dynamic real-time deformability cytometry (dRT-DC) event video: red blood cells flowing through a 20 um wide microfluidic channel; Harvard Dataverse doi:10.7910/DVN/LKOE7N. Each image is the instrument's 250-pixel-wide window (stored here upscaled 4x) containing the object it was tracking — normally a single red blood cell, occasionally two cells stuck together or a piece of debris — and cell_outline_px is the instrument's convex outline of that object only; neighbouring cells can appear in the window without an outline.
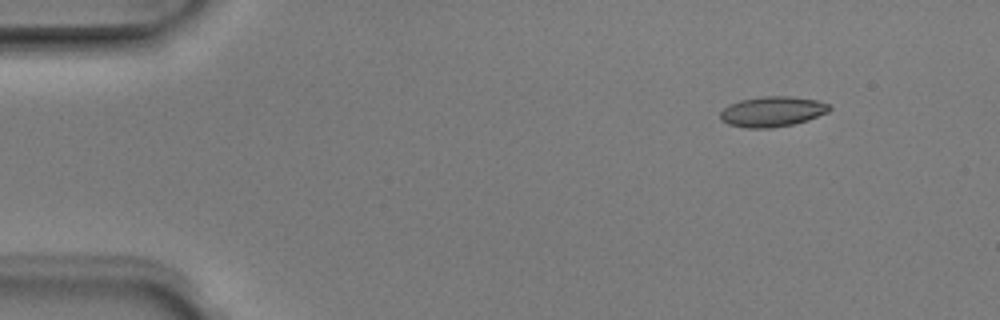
{"species": "Egyptian fruit bat (a non-hibernating species)", "species_latin": "Rousettus aegyptiacus", "temperature_condition": "room temperature", "stored_images_in_passage": 6, "camera_frame_rate_fps": 3000, "um_per_image_px": 0.085, "animal": {"sex": "male"}, "frame": {"image": 1, "passage_image": 1, "time_ms": 0.0, "image_size_px": [1000, 320], "cell_outline_px": [[832, 108], [828, 112], [808, 120], [792, 124], [772, 128], [748, 128], [728, 124], [720, 120], [720, 112], [728, 104], [740, 100], [764, 96], [792, 96], [816, 100], [828, 104]], "centroid_in_image_um": [65.63, 9.48], "position_along_channel_um": 19.4, "area_um2": 19.31}}
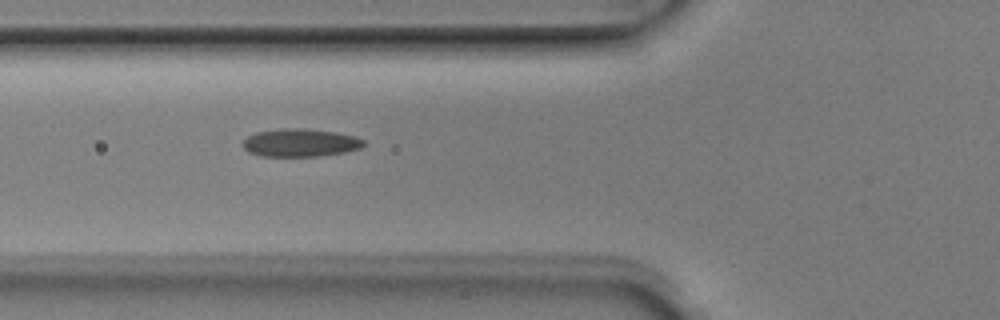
{"frame": {"image": 2, "passage_image": 5, "time_ms": 1.333, "image_size_px": [1000, 320], "cell_outline_px": [[364, 144], [360, 148], [344, 152], [316, 156], [260, 156], [248, 152], [240, 144], [248, 136], [256, 132], [280, 128], [304, 128], [336, 132], [356, 136], [364, 140]], "centroid_in_image_um": [25.49, 12.12], "position_along_channel_um": 100.3, "area_um2": 19.77}}
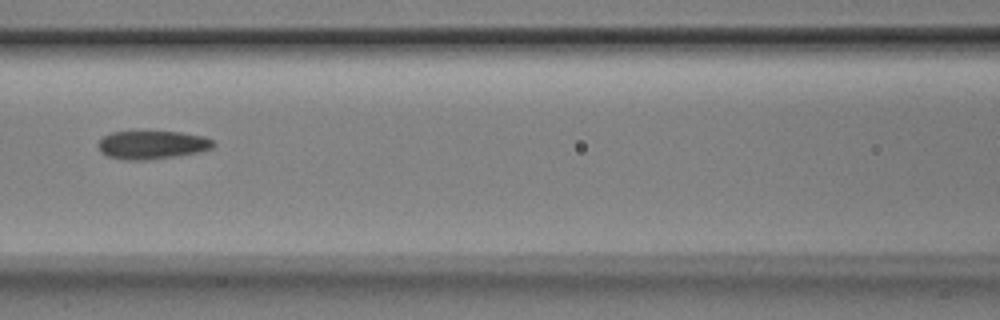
{"frame": {"image": 3, "passage_image": 6, "time_ms": 1.667, "image_size_px": [1000, 320], "cell_outline_px": [[216, 144], [212, 148], [196, 152], [176, 156], [148, 160], [124, 160], [108, 156], [100, 152], [96, 144], [104, 136], [112, 132], [140, 128], [180, 132], [204, 136], [212, 140]], "centroid_in_image_um": [12.87, 12.26], "position_along_channel_um": 153.7, "area_um2": 19.94}}